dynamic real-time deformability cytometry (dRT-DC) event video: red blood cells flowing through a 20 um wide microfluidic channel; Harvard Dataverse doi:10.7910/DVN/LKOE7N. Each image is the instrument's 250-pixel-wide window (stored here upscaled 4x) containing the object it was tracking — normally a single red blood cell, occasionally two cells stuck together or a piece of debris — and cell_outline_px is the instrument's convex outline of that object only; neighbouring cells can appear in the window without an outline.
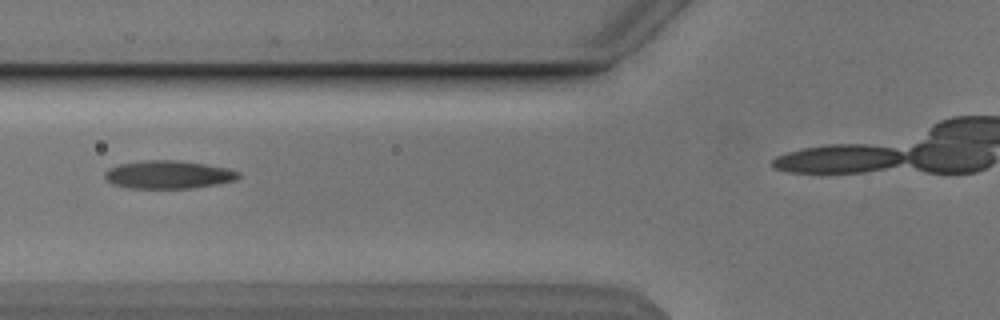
{"species": "Egyptian fruit bat (a non-hibernating species)", "species_latin": "Rousettus aegyptiacus", "temperature_condition": "cold", "stored_images_in_passage": 33, "camera_frame_rate_fps": 3000, "um_per_image_px": 0.085, "animal": {"sex": "male"}, "frame": {"image": 1, "passage_image": 10, "time_ms": 3.0, "image_size_px": [1000, 320], "cell_outline_px": [[240, 176], [236, 180], [216, 184], [192, 188], [128, 188], [112, 184], [104, 176], [104, 172], [108, 168], [120, 164], [140, 160], [176, 160], [204, 164], [228, 168], [240, 172]], "centroid_in_image_um": [14.29, 14.84], "position_along_channel_um": 111.5, "area_um2": 21.91}}
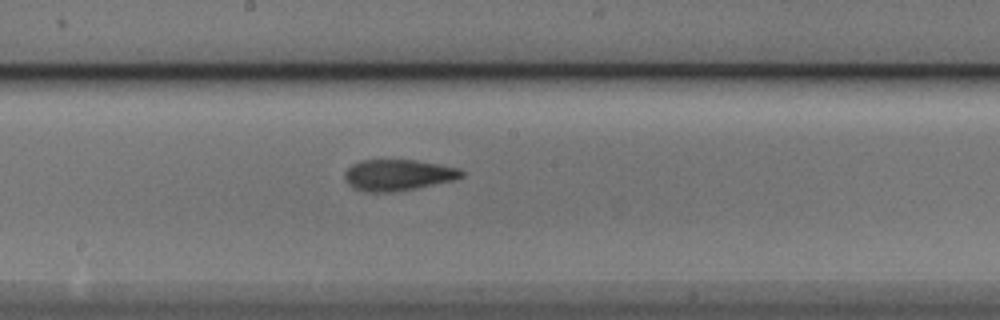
{"frame": {"image": 2, "passage_image": 18, "time_ms": 5.667, "image_size_px": [1000, 320], "cell_outline_px": [[464, 176], [456, 180], [416, 188], [392, 192], [364, 192], [352, 188], [344, 180], [344, 172], [352, 164], [360, 160], [416, 160], [440, 164], [460, 168], [464, 172]], "centroid_in_image_um": [33.83, 14.88], "position_along_channel_um": 214.4, "area_um2": 21.56}}
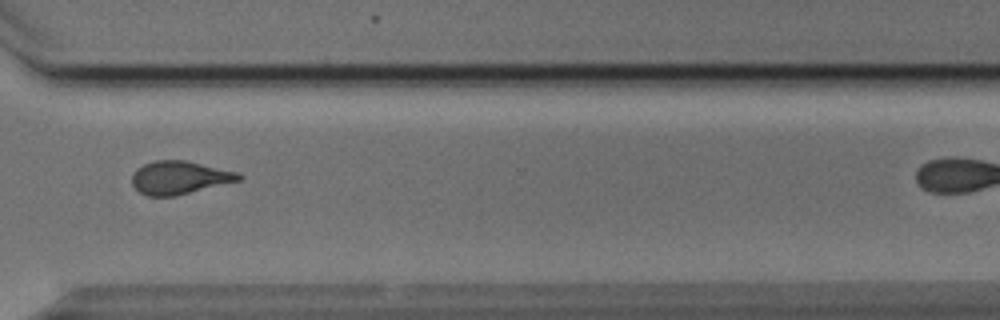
{"frame": {"image": 3, "passage_image": 29, "time_ms": 9.333, "image_size_px": [1000, 320], "cell_outline_px": [[244, 176], [240, 180], [176, 196], [148, 196], [140, 192], [132, 184], [132, 176], [136, 168], [144, 164], [156, 160], [184, 160], [236, 172]], "centroid_in_image_um": [15.23, 15.1], "position_along_channel_um": 355.4, "area_um2": 20.4}}